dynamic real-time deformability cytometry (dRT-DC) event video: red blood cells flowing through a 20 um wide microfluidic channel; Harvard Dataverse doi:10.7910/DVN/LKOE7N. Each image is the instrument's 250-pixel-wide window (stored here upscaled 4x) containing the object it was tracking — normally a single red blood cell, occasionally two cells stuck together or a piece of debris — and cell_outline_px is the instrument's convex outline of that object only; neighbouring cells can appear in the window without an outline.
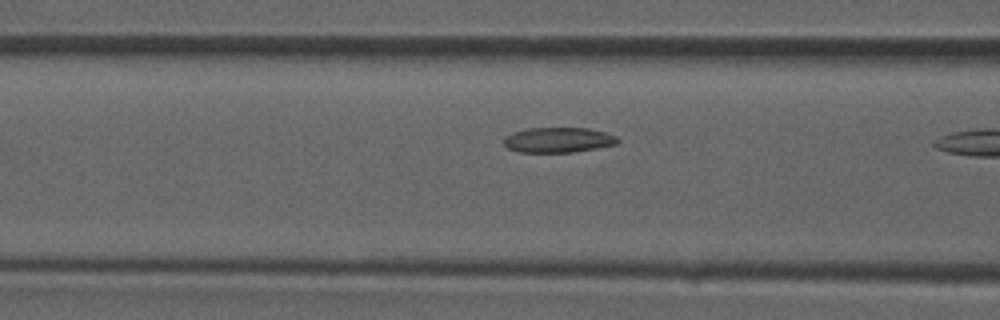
{"species": "common noctule bat (a hibernating species)", "species_latin": "Nyctalus noctula", "temperature_condition": "room temperature", "stored_images_in_passage": 7, "camera_frame_rate_fps": 3000, "um_per_image_px": 0.085, "animal": {"sex": "male", "forearm_length_mm": 52.5}, "frame": {"image": 1, "passage_image": 6, "time_ms": 1.667, "image_size_px": [1000, 320], "cell_outline_px": [[620, 140], [616, 144], [596, 148], [572, 152], [516, 152], [508, 148], [504, 144], [504, 136], [512, 132], [528, 128], [588, 128], [604, 132], [616, 136]], "centroid_in_image_um": [47.42, 11.89], "position_along_channel_um": 119.2, "area_um2": 16.7}}